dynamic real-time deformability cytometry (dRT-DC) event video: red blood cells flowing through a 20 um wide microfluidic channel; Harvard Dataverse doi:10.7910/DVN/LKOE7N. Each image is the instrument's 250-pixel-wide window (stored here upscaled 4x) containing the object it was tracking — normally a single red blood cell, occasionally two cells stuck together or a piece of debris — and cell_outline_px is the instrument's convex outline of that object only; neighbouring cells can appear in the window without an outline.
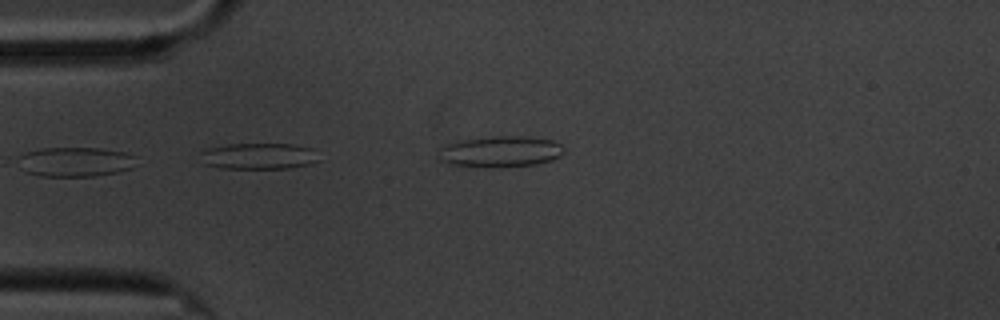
{"species": "common noctule bat (a hibernating species)", "species_latin": "Nyctalus noctula", "temperature_condition": "cold", "stored_images_in_passage": 7, "camera_frame_rate_fps": 3000, "um_per_image_px": 0.085, "animal": {"sex": "male", "body_mass_g": 20.1, "forearm_length_mm": 53.5}, "frame": {"image": 1, "passage_image": 5, "time_ms": 4.333, "image_size_px": [1000, 320], "cell_outline_px": [[320, 160], [308, 164], [288, 168], [220, 168], [204, 164], [200, 152], [204, 148], [228, 144], [292, 144], [312, 148]], "centroid_in_image_um": [21.95, 13.26], "position_along_channel_um": 63.0, "area_um2": 18.09}}
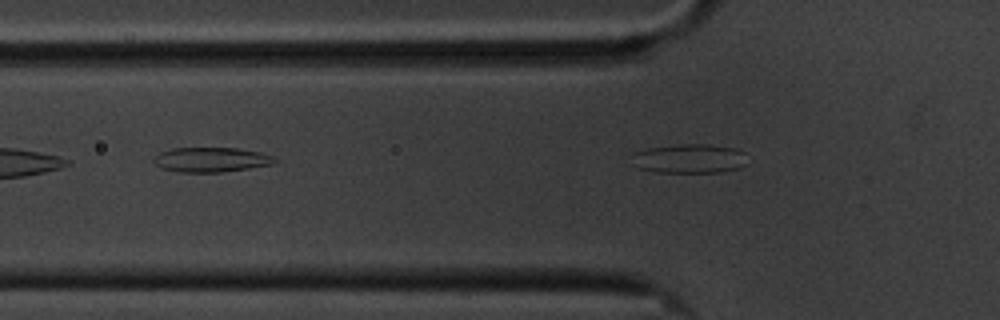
{"frame": {"image": 2, "passage_image": 6, "time_ms": 5.667, "image_size_px": [1000, 320], "cell_outline_px": [[280, 160], [272, 164], [224, 172], [180, 172], [160, 168], [152, 160], [160, 152], [172, 148], [236, 148], [260, 152], [272, 156]], "centroid_in_image_um": [17.95, 13.57], "position_along_channel_um": 107.9, "area_um2": 17.4}}